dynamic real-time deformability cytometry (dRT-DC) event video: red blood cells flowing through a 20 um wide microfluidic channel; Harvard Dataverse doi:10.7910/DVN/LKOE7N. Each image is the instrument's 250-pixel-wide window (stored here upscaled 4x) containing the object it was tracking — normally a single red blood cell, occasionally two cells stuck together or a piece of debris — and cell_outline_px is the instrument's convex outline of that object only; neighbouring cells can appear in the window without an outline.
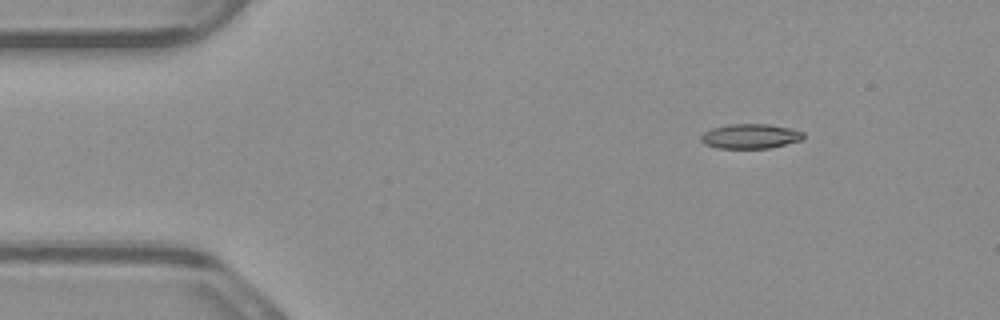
{"species": "common noctule bat (a hibernating species)", "species_latin": "Nyctalus noctula", "temperature_condition": "warm", "stored_images_in_passage": 3, "camera_frame_rate_fps": 3000, "um_per_image_px": 0.085, "animal": {"sex": "male", "body_mass_g": 23.1, "forearm_length_mm": 52.7}, "frame": {"image": 1, "passage_image": 1, "time_ms": 0.0, "image_size_px": [1000, 320], "cell_outline_px": [[804, 140], [768, 148], [716, 148], [704, 144], [700, 140], [700, 136], [704, 132], [712, 128], [728, 124], [768, 124], [792, 128], [804, 132]], "centroid_in_image_um": [63.79, 11.58], "position_along_channel_um": 21.2, "area_um2": 14.91}}
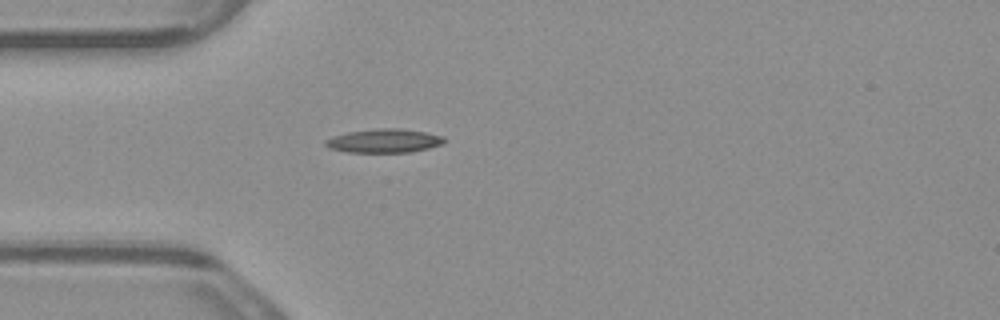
{"frame": {"image": 2, "passage_image": 3, "time_ms": 0.667, "image_size_px": [1000, 320], "cell_outline_px": [[444, 144], [412, 152], [348, 152], [328, 148], [324, 144], [324, 140], [332, 136], [348, 132], [380, 128], [400, 128], [424, 132], [444, 136]], "centroid_in_image_um": [32.63, 11.97], "position_along_channel_um": 52.4, "area_um2": 16.47}}